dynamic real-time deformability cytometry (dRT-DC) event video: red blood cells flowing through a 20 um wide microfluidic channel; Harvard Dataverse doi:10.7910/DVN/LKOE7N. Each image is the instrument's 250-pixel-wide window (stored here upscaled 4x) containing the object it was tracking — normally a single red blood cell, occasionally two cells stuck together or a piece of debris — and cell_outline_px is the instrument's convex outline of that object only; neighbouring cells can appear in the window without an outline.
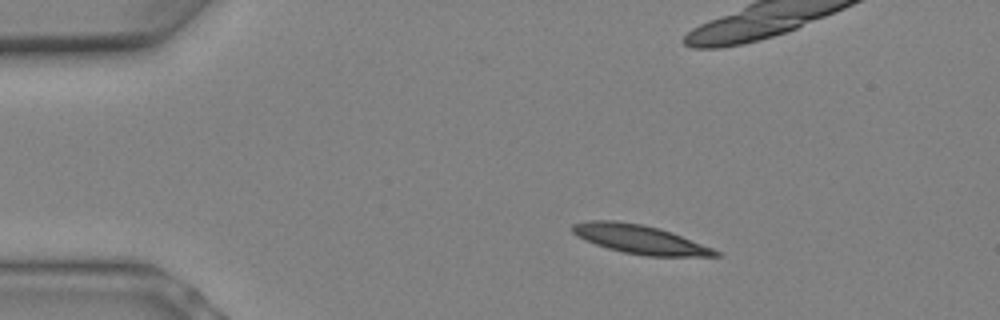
{"species": "Egyptian fruit bat (a non-hibernating species)", "species_latin": "Rousettus aegyptiacus", "temperature_condition": "warm", "stored_images_in_passage": 9, "camera_frame_rate_fps": 3000, "um_per_image_px": 0.085, "animal": {"sex": "female"}, "frame": {"image": 1, "passage_image": 4, "time_ms": 1.0, "image_size_px": [1000, 320], "cell_outline_px": [[720, 256], [644, 256], [624, 252], [608, 248], [584, 240], [576, 236], [572, 232], [572, 224], [588, 220], [616, 220], [640, 224], [660, 228], [672, 232], [712, 248], [720, 252]], "centroid_in_image_um": [54.35, 20.33], "position_along_channel_um": 30.6, "area_um2": 23.93}}
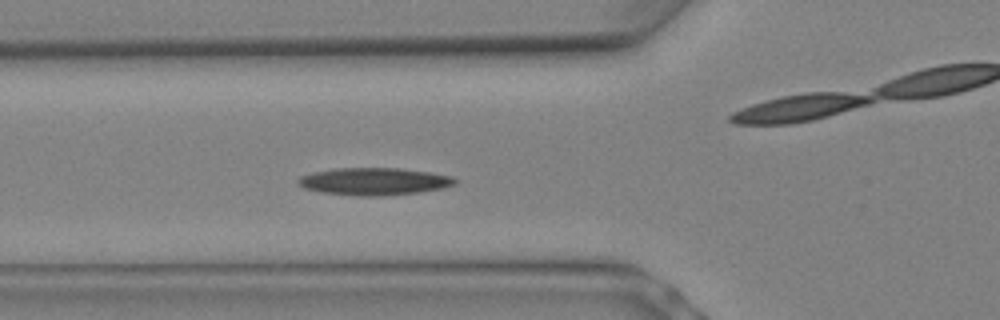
{"frame": {"image": 2, "passage_image": 8, "time_ms": 2.333, "image_size_px": [1000, 320], "cell_outline_px": [[456, 184], [440, 188], [420, 192], [380, 196], [364, 196], [324, 192], [304, 188], [296, 180], [300, 176], [312, 172], [332, 168], [400, 168], [432, 172], [452, 176], [456, 180]], "centroid_in_image_um": [31.81, 15.4], "position_along_channel_um": 94.0, "area_um2": 24.91}}